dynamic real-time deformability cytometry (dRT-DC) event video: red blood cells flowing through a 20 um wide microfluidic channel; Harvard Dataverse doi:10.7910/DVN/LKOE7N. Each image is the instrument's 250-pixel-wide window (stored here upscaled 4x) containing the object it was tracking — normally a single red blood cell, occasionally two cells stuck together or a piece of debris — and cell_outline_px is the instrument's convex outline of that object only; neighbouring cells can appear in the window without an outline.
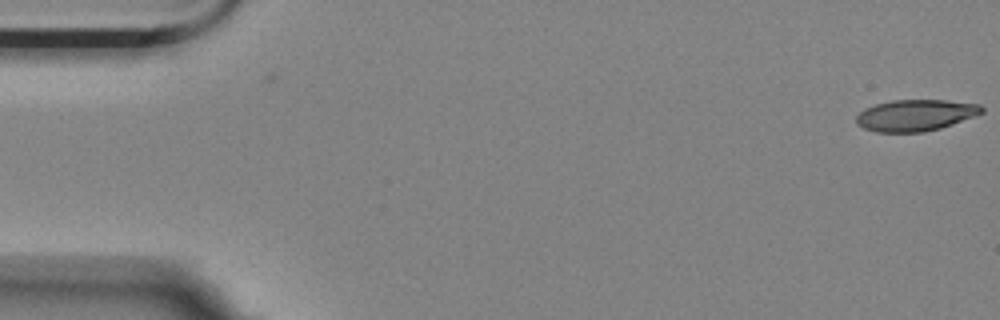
{"species": "Egyptian fruit bat (a non-hibernating species)", "species_latin": "Rousettus aegyptiacus", "temperature_condition": "room temperature", "stored_images_in_passage": 4, "camera_frame_rate_fps": 3000, "um_per_image_px": 0.085, "animal": {"sex": "female"}, "frame": {"image": 1, "passage_image": 4, "time_ms": 1.0, "image_size_px": [1000, 320], "cell_outline_px": [[984, 112], [976, 116], [940, 128], [924, 132], [876, 132], [864, 128], [856, 124], [856, 116], [864, 108], [876, 104], [892, 100], [944, 100], [980, 104], [984, 108]], "centroid_in_image_um": [77.82, 9.79], "position_along_channel_um": 7.2, "area_um2": 23.06}}